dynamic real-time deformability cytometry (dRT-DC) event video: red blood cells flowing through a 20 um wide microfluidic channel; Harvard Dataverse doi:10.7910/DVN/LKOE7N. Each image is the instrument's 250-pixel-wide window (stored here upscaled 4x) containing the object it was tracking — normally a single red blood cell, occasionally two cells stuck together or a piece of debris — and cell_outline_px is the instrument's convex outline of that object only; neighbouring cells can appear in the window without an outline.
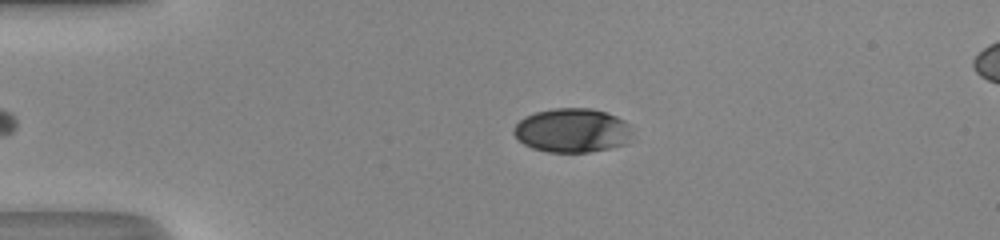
{"species": "human", "species_latin": "Homo sapiens", "temperature_condition": "room temperature", "stored_images_in_passage": 34, "camera_frame_rate_fps": 3000, "um_per_image_px": 0.085, "donor": {"sex": "male"}, "frame": {"image": 1, "passage_image": 1, "time_ms": 0.0, "image_size_px": [1000, 240], "cell_outline_px": [[632, 132], [628, 144], [588, 152], [548, 152], [532, 148], [524, 144], [512, 132], [512, 128], [524, 116], [536, 112], [556, 108], [592, 108], [616, 116], [624, 120], [628, 124]], "centroid_in_image_um": [48.64, 11.08], "position_along_channel_um": 36.4, "area_um2": 30.52}}
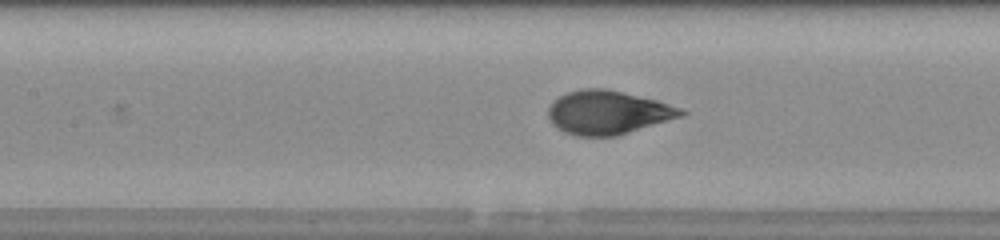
{"frame": {"image": 2, "passage_image": 13, "time_ms": 4.0, "image_size_px": [1000, 240], "cell_outline_px": [[688, 112], [684, 116], [616, 136], [576, 136], [564, 132], [552, 124], [548, 120], [548, 108], [552, 100], [568, 92], [584, 88], [604, 88], [656, 100], [680, 108]], "centroid_in_image_um": [51.64, 9.57], "position_along_channel_um": 155.8, "area_um2": 33.81}}
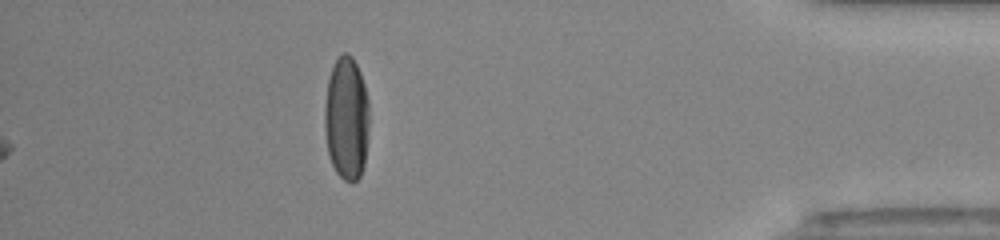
{"frame": {"image": 3, "passage_image": 34, "time_ms": 11.0, "image_size_px": [1000, 240], "cell_outline_px": [[368, 128], [364, 164], [360, 176], [356, 180], [344, 180], [336, 172], [328, 156], [324, 128], [324, 108], [328, 80], [332, 68], [336, 60], [344, 52], [348, 52], [352, 56], [360, 72], [364, 84], [368, 100]], "centroid_in_image_um": [29.44, 10.05], "position_along_channel_um": 405.8, "area_um2": 32.02}, "authors_computed_cell_mechanics": {"area_um2": 33.2928, "velocity_mm_per_s": 4.2067, "shape_relaxation_time_tau1_ms": 3.5688, "shape_relaxation_time_tau2_ms": null, "deformation_change_tau1": 0.1862, "deformation_change_tau2": null}}